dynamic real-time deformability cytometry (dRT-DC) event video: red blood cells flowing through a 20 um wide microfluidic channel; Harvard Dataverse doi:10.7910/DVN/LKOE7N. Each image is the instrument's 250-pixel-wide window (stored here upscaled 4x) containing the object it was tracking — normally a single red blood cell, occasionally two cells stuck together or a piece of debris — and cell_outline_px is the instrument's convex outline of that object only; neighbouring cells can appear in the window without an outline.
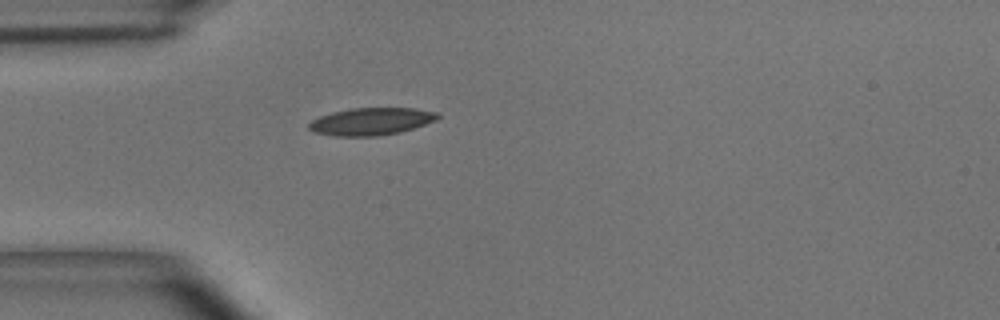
{"species": "common noctule bat (a hibernating species)", "species_latin": "Nyctalus noctula", "temperature_condition": "room temperature", "stored_images_in_passage": 40, "camera_frame_rate_fps": 3000, "um_per_image_px": 0.085, "animal": {"sex": "male", "body_mass_g": 15.6}, "frame": {"image": 1, "passage_image": 1, "time_ms": 0.0, "image_size_px": [1000, 320], "cell_outline_px": [[440, 116], [436, 120], [400, 132], [380, 136], [336, 136], [316, 132], [308, 128], [308, 124], [312, 120], [320, 116], [332, 112], [352, 108], [412, 108], [436, 112]], "centroid_in_image_um": [31.54, 10.32], "position_along_channel_um": 53.5, "area_um2": 20.35}}
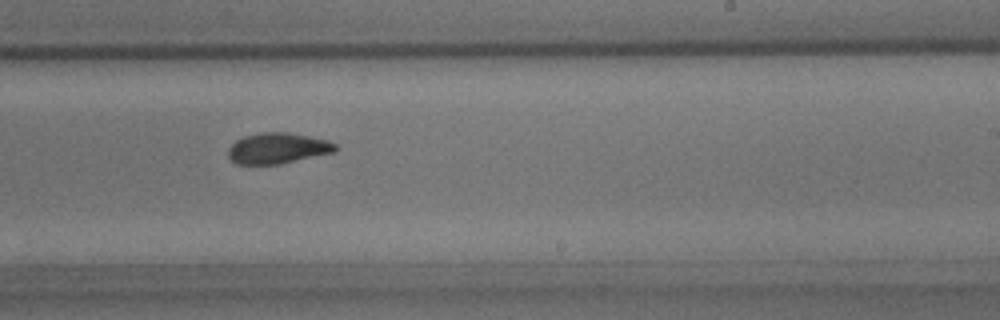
{"frame": {"image": 2, "passage_image": 19, "time_ms": 6.0, "image_size_px": [1000, 320], "cell_outline_px": [[340, 148], [336, 152], [280, 164], [236, 164], [228, 156], [228, 148], [236, 140], [244, 136], [260, 132], [288, 132], [328, 140], [336, 144]], "centroid_in_image_um": [23.63, 12.6], "position_along_channel_um": 265.4, "area_um2": 19.42}}
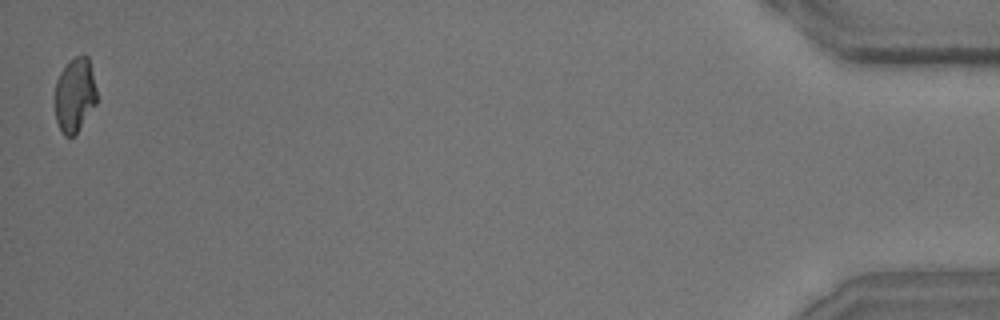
{"frame": {"image": 3, "passage_image": 40, "time_ms": 13.0, "image_size_px": [1000, 320], "cell_outline_px": [[96, 104], [76, 132], [72, 136], [64, 136], [56, 120], [56, 80], [60, 72], [76, 56], [88, 56], [96, 88]], "centroid_in_image_um": [6.36, 8.07], "position_along_channel_um": 428.8, "area_um2": 17.57}, "authors_computed_cell_mechanics": {"area_um2": 19.4786, "velocity_mm_per_s": 3.6272, "shape_relaxation_time_tau1_ms": 5.552, "shape_relaxation_time_tau2_ms": 2.21, "deformation_change_tau1": 0.1656, "deformation_change_tau2": 0.0757}}